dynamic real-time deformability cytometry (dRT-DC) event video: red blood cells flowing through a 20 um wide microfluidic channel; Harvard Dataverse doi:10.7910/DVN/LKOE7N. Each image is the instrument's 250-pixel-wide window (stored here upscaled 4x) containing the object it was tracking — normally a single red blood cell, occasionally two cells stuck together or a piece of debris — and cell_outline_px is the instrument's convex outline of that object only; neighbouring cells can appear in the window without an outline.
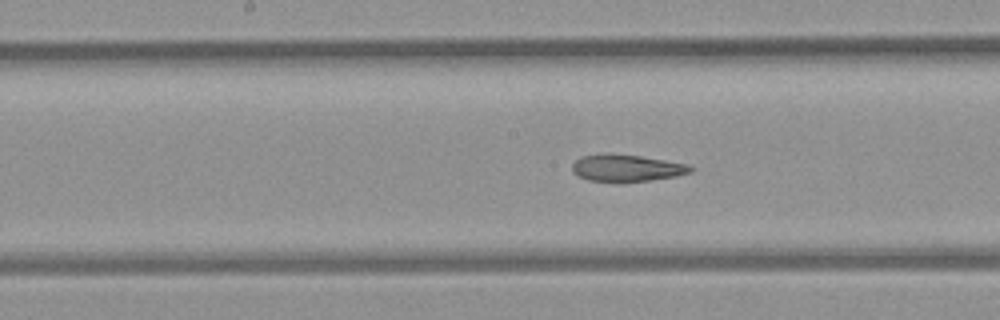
{"species": "common noctule bat (a hibernating species)", "species_latin": "Nyctalus noctula", "temperature_condition": "room temperature", "stored_images_in_passage": 26, "camera_frame_rate_fps": 3000, "um_per_image_px": 0.085, "animal": {"sex": "female", "body_mass_g": 21.9}, "frame": {"image": 1, "passage_image": 12, "time_ms": 3.667, "image_size_px": [1000, 320], "cell_outline_px": [[692, 172], [676, 176], [624, 184], [616, 184], [588, 180], [572, 172], [572, 164], [580, 156], [604, 152], [640, 156], [688, 164], [692, 168]], "centroid_in_image_um": [53.2, 14.3], "position_along_channel_um": 195.0, "area_um2": 19.25}}
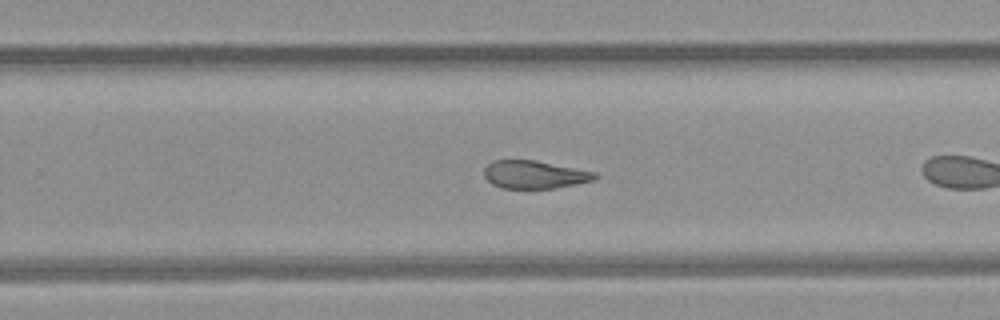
{"frame": {"image": 2, "passage_image": 19, "time_ms": 6.0, "image_size_px": [1000, 320], "cell_outline_px": [[600, 176], [596, 180], [556, 188], [500, 188], [492, 184], [484, 176], [484, 168], [492, 160], [536, 160], [596, 172]], "centroid_in_image_um": [45.46, 14.84], "position_along_channel_um": 284.3, "area_um2": 18.21}}
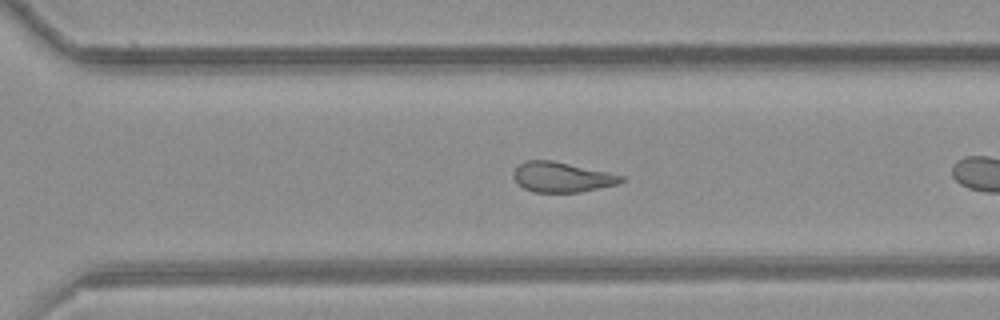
{"frame": {"image": 3, "passage_image": 22, "time_ms": 7.0, "image_size_px": [1000, 320], "cell_outline_px": [[624, 180], [616, 184], [580, 192], [536, 192], [524, 188], [512, 176], [512, 172], [524, 160], [552, 160], [608, 172], [624, 176]], "centroid_in_image_um": [47.74, 15.04], "position_along_channel_um": 322.9, "area_um2": 18.67}}